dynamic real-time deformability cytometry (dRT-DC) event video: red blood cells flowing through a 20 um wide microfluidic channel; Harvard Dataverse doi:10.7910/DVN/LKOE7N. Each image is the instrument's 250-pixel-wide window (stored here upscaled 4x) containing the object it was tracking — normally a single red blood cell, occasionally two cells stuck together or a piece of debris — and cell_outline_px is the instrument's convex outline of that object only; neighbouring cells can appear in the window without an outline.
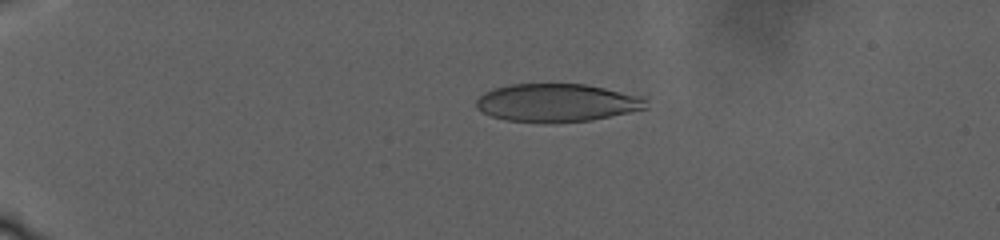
{"species": "human", "species_latin": "Homo sapiens", "temperature_condition": "warm", "stored_images_in_passage": 74, "camera_frame_rate_fps": 3000, "um_per_image_px": 0.085, "donor": {"sex": "male"}, "frame": {"image": 1, "passage_image": 42, "time_ms": 8.0, "image_size_px": [1000, 240], "cell_outline_px": [[648, 108], [592, 120], [552, 124], [544, 124], [504, 120], [492, 116], [476, 108], [476, 100], [484, 92], [492, 88], [512, 84], [584, 84], [644, 96], [648, 100]], "centroid_in_image_um": [47.34, 8.75], "position_along_channel_um": 37.7, "area_um2": 38.26}}
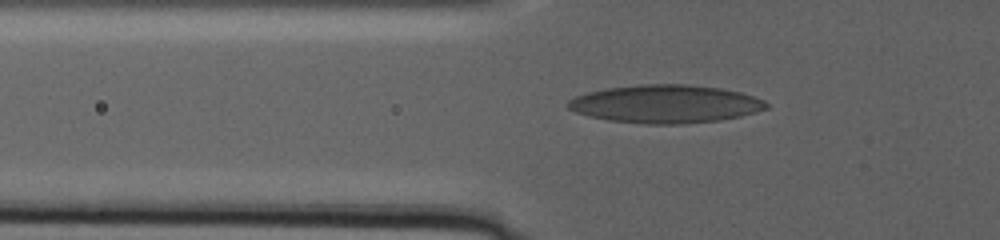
{"frame": {"image": 2, "passage_image": 69, "time_ms": 13.0, "image_size_px": [1000, 240], "cell_outline_px": [[768, 108], [756, 112], [740, 116], [720, 120], [684, 124], [648, 124], [608, 120], [576, 112], [568, 108], [564, 104], [568, 100], [584, 92], [608, 88], [640, 84], [688, 84], [720, 88], [740, 92], [764, 100], [768, 104]], "centroid_in_image_um": [56.55, 8.83], "position_along_channel_um": 69.2, "area_um2": 44.1}}